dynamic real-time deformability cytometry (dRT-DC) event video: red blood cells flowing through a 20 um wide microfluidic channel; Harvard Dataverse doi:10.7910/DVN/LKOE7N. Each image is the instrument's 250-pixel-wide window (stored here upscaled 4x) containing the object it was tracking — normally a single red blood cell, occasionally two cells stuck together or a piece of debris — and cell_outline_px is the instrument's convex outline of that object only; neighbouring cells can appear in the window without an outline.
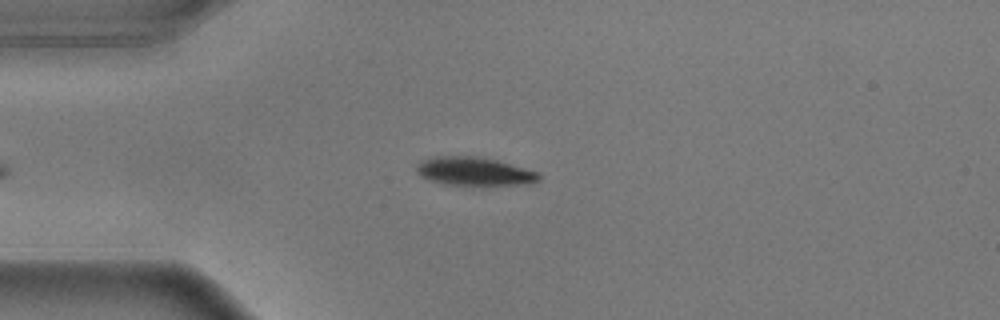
{"species": "common noctule bat (a hibernating species)", "species_latin": "Nyctalus noctula", "temperature_condition": "warm", "stored_images_in_passage": 40, "camera_frame_rate_fps": 3000, "um_per_image_px": 0.085, "animal": {"sex": "male", "body_mass_g": 17.9}, "frame": {"image": 1, "passage_image": 2, "time_ms": 0.333, "image_size_px": [1000, 320], "cell_outline_px": [[540, 180], [528, 184], [480, 188], [444, 184], [428, 180], [420, 176], [416, 172], [416, 164], [420, 160], [436, 156], [476, 156], [496, 160], [540, 172]], "centroid_in_image_um": [40.32, 14.62], "position_along_channel_um": 44.7, "area_um2": 21.39}}
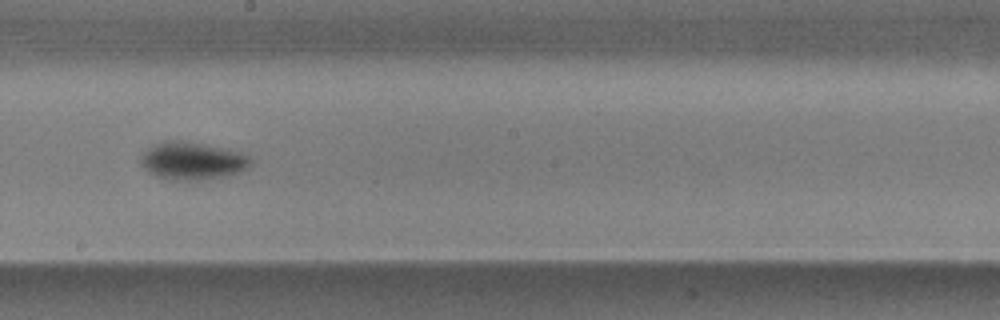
{"frame": {"image": 2, "passage_image": 19, "time_ms": 6.0, "image_size_px": [1000, 320], "cell_outline_px": [[252, 164], [248, 168], [224, 176], [200, 180], [172, 180], [156, 176], [148, 172], [140, 164], [140, 156], [148, 148], [164, 140], [180, 140], [204, 144], [240, 152], [248, 156], [252, 160]], "centroid_in_image_um": [16.31, 13.67], "position_along_channel_um": 231.9, "area_um2": 24.04}}
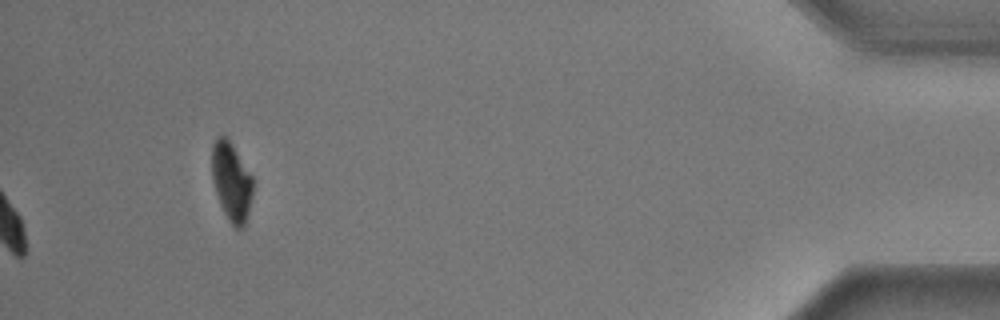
{"frame": {"image": 3, "passage_image": 40, "time_ms": 13.0, "image_size_px": [1000, 320], "cell_outline_px": [[252, 196], [248, 212], [244, 224], [240, 228], [236, 228], [228, 220], [220, 204], [212, 180], [212, 144], [216, 136], [224, 136], [232, 144], [252, 176]], "centroid_in_image_um": [19.65, 15.41], "position_along_channel_um": 415.5, "area_um2": 18.5}, "authors_computed_cell_mechanics": {"area_um2": 21.9062, "velocity_mm_per_s": 3.6042, "shape_relaxation_time_tau1_ms": 2.1424, "shape_relaxation_time_tau2_ms": null, "deformation_change_tau1": 0.1466, "deformation_change_tau2": null}}